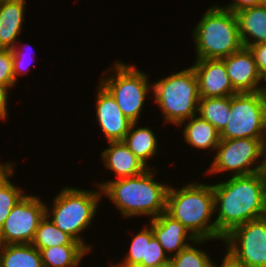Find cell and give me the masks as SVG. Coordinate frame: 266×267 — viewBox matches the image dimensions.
Segmentation results:
<instances>
[{
    "label": "cell",
    "mask_w": 266,
    "mask_h": 267,
    "mask_svg": "<svg viewBox=\"0 0 266 267\" xmlns=\"http://www.w3.org/2000/svg\"><path fill=\"white\" fill-rule=\"evenodd\" d=\"M31 244L39 251L41 249L60 245H82L75 241L70 235L56 227L46 215L41 220Z\"/></svg>",
    "instance_id": "cell-24"
},
{
    "label": "cell",
    "mask_w": 266,
    "mask_h": 267,
    "mask_svg": "<svg viewBox=\"0 0 266 267\" xmlns=\"http://www.w3.org/2000/svg\"><path fill=\"white\" fill-rule=\"evenodd\" d=\"M43 267H79L90 253L83 245H60L40 250Z\"/></svg>",
    "instance_id": "cell-22"
},
{
    "label": "cell",
    "mask_w": 266,
    "mask_h": 267,
    "mask_svg": "<svg viewBox=\"0 0 266 267\" xmlns=\"http://www.w3.org/2000/svg\"><path fill=\"white\" fill-rule=\"evenodd\" d=\"M156 168H148L143 173L117 180L98 182L96 187L114 203L122 217L151 216L157 218L166 211L169 186L154 180Z\"/></svg>",
    "instance_id": "cell-2"
},
{
    "label": "cell",
    "mask_w": 266,
    "mask_h": 267,
    "mask_svg": "<svg viewBox=\"0 0 266 267\" xmlns=\"http://www.w3.org/2000/svg\"><path fill=\"white\" fill-rule=\"evenodd\" d=\"M183 127L184 141L196 149L216 150L220 142V133L207 120L202 119L198 114L183 121L178 126ZM182 124V125H181Z\"/></svg>",
    "instance_id": "cell-19"
},
{
    "label": "cell",
    "mask_w": 266,
    "mask_h": 267,
    "mask_svg": "<svg viewBox=\"0 0 266 267\" xmlns=\"http://www.w3.org/2000/svg\"><path fill=\"white\" fill-rule=\"evenodd\" d=\"M1 267H43L41 253L31 243L0 245Z\"/></svg>",
    "instance_id": "cell-21"
},
{
    "label": "cell",
    "mask_w": 266,
    "mask_h": 267,
    "mask_svg": "<svg viewBox=\"0 0 266 267\" xmlns=\"http://www.w3.org/2000/svg\"><path fill=\"white\" fill-rule=\"evenodd\" d=\"M259 158L257 173L266 180V130L259 138Z\"/></svg>",
    "instance_id": "cell-32"
},
{
    "label": "cell",
    "mask_w": 266,
    "mask_h": 267,
    "mask_svg": "<svg viewBox=\"0 0 266 267\" xmlns=\"http://www.w3.org/2000/svg\"><path fill=\"white\" fill-rule=\"evenodd\" d=\"M154 236L158 239L169 257L177 255L181 250L193 243L196 238L166 211L157 218L150 219ZM174 253V254H173Z\"/></svg>",
    "instance_id": "cell-15"
},
{
    "label": "cell",
    "mask_w": 266,
    "mask_h": 267,
    "mask_svg": "<svg viewBox=\"0 0 266 267\" xmlns=\"http://www.w3.org/2000/svg\"><path fill=\"white\" fill-rule=\"evenodd\" d=\"M260 6L266 10V0H261Z\"/></svg>",
    "instance_id": "cell-39"
},
{
    "label": "cell",
    "mask_w": 266,
    "mask_h": 267,
    "mask_svg": "<svg viewBox=\"0 0 266 267\" xmlns=\"http://www.w3.org/2000/svg\"><path fill=\"white\" fill-rule=\"evenodd\" d=\"M261 0H232L228 5H222L224 8L237 13L243 9L260 6Z\"/></svg>",
    "instance_id": "cell-33"
},
{
    "label": "cell",
    "mask_w": 266,
    "mask_h": 267,
    "mask_svg": "<svg viewBox=\"0 0 266 267\" xmlns=\"http://www.w3.org/2000/svg\"><path fill=\"white\" fill-rule=\"evenodd\" d=\"M170 261L163 247L160 245L158 239L153 236L147 244L146 260H143L139 265L150 267L153 265L164 264Z\"/></svg>",
    "instance_id": "cell-29"
},
{
    "label": "cell",
    "mask_w": 266,
    "mask_h": 267,
    "mask_svg": "<svg viewBox=\"0 0 266 267\" xmlns=\"http://www.w3.org/2000/svg\"><path fill=\"white\" fill-rule=\"evenodd\" d=\"M102 197L99 187L98 190H83L66 186L53 198L52 208L48 205L45 207V215L56 227L91 252L92 247L85 243L82 232L92 224Z\"/></svg>",
    "instance_id": "cell-4"
},
{
    "label": "cell",
    "mask_w": 266,
    "mask_h": 267,
    "mask_svg": "<svg viewBox=\"0 0 266 267\" xmlns=\"http://www.w3.org/2000/svg\"><path fill=\"white\" fill-rule=\"evenodd\" d=\"M157 138L151 127H139L136 122L131 124L123 142L147 166V160L156 156Z\"/></svg>",
    "instance_id": "cell-20"
},
{
    "label": "cell",
    "mask_w": 266,
    "mask_h": 267,
    "mask_svg": "<svg viewBox=\"0 0 266 267\" xmlns=\"http://www.w3.org/2000/svg\"><path fill=\"white\" fill-rule=\"evenodd\" d=\"M226 255L224 254V257L222 259V262L219 267H245L242 262L234 256L228 249H226ZM211 267H218V264L214 263L212 261Z\"/></svg>",
    "instance_id": "cell-34"
},
{
    "label": "cell",
    "mask_w": 266,
    "mask_h": 267,
    "mask_svg": "<svg viewBox=\"0 0 266 267\" xmlns=\"http://www.w3.org/2000/svg\"><path fill=\"white\" fill-rule=\"evenodd\" d=\"M198 115L210 122L221 133L230 115V96L200 98Z\"/></svg>",
    "instance_id": "cell-23"
},
{
    "label": "cell",
    "mask_w": 266,
    "mask_h": 267,
    "mask_svg": "<svg viewBox=\"0 0 266 267\" xmlns=\"http://www.w3.org/2000/svg\"><path fill=\"white\" fill-rule=\"evenodd\" d=\"M215 153L208 175L227 171L231 177L257 173L259 138L220 139Z\"/></svg>",
    "instance_id": "cell-9"
},
{
    "label": "cell",
    "mask_w": 266,
    "mask_h": 267,
    "mask_svg": "<svg viewBox=\"0 0 266 267\" xmlns=\"http://www.w3.org/2000/svg\"><path fill=\"white\" fill-rule=\"evenodd\" d=\"M192 67L198 79L200 98L227 97L238 93L222 59H196Z\"/></svg>",
    "instance_id": "cell-13"
},
{
    "label": "cell",
    "mask_w": 266,
    "mask_h": 267,
    "mask_svg": "<svg viewBox=\"0 0 266 267\" xmlns=\"http://www.w3.org/2000/svg\"><path fill=\"white\" fill-rule=\"evenodd\" d=\"M209 242V239H196L192 243L181 250L177 255L170 257V262L173 267H211L212 258L209 254L196 248L199 244Z\"/></svg>",
    "instance_id": "cell-26"
},
{
    "label": "cell",
    "mask_w": 266,
    "mask_h": 267,
    "mask_svg": "<svg viewBox=\"0 0 266 267\" xmlns=\"http://www.w3.org/2000/svg\"><path fill=\"white\" fill-rule=\"evenodd\" d=\"M236 14L243 46L266 43V10L262 6L243 9Z\"/></svg>",
    "instance_id": "cell-18"
},
{
    "label": "cell",
    "mask_w": 266,
    "mask_h": 267,
    "mask_svg": "<svg viewBox=\"0 0 266 267\" xmlns=\"http://www.w3.org/2000/svg\"><path fill=\"white\" fill-rule=\"evenodd\" d=\"M166 212L178 220L196 239L217 240L212 184L189 182L180 189L169 186Z\"/></svg>",
    "instance_id": "cell-3"
},
{
    "label": "cell",
    "mask_w": 266,
    "mask_h": 267,
    "mask_svg": "<svg viewBox=\"0 0 266 267\" xmlns=\"http://www.w3.org/2000/svg\"><path fill=\"white\" fill-rule=\"evenodd\" d=\"M196 59H222L241 50L236 14L215 4L203 14L193 29Z\"/></svg>",
    "instance_id": "cell-5"
},
{
    "label": "cell",
    "mask_w": 266,
    "mask_h": 267,
    "mask_svg": "<svg viewBox=\"0 0 266 267\" xmlns=\"http://www.w3.org/2000/svg\"><path fill=\"white\" fill-rule=\"evenodd\" d=\"M264 82H266V80ZM264 84H266V83H264ZM261 93H262V96L264 98V103L266 106V85H262Z\"/></svg>",
    "instance_id": "cell-38"
},
{
    "label": "cell",
    "mask_w": 266,
    "mask_h": 267,
    "mask_svg": "<svg viewBox=\"0 0 266 267\" xmlns=\"http://www.w3.org/2000/svg\"><path fill=\"white\" fill-rule=\"evenodd\" d=\"M222 241L245 267H266V216L237 226Z\"/></svg>",
    "instance_id": "cell-10"
},
{
    "label": "cell",
    "mask_w": 266,
    "mask_h": 267,
    "mask_svg": "<svg viewBox=\"0 0 266 267\" xmlns=\"http://www.w3.org/2000/svg\"><path fill=\"white\" fill-rule=\"evenodd\" d=\"M145 226L132 238L129 250L125 258L122 259L123 261L119 265L111 264L112 267H134L146 260L147 244H149L154 233L150 225Z\"/></svg>",
    "instance_id": "cell-27"
},
{
    "label": "cell",
    "mask_w": 266,
    "mask_h": 267,
    "mask_svg": "<svg viewBox=\"0 0 266 267\" xmlns=\"http://www.w3.org/2000/svg\"><path fill=\"white\" fill-rule=\"evenodd\" d=\"M95 112L105 139L123 141L132 122L123 114L112 95L99 83L96 88Z\"/></svg>",
    "instance_id": "cell-12"
},
{
    "label": "cell",
    "mask_w": 266,
    "mask_h": 267,
    "mask_svg": "<svg viewBox=\"0 0 266 267\" xmlns=\"http://www.w3.org/2000/svg\"><path fill=\"white\" fill-rule=\"evenodd\" d=\"M247 48L254 57L262 79L266 80V43L254 44Z\"/></svg>",
    "instance_id": "cell-31"
},
{
    "label": "cell",
    "mask_w": 266,
    "mask_h": 267,
    "mask_svg": "<svg viewBox=\"0 0 266 267\" xmlns=\"http://www.w3.org/2000/svg\"><path fill=\"white\" fill-rule=\"evenodd\" d=\"M26 45L28 46V44H26ZM24 53H25V51L24 52L21 51L18 48L17 45L12 49V54H13V73H14L15 81L16 82H17L18 76L25 75V74L28 73V71H26V70L31 65L30 63H31L32 60L31 59L30 60H27V58L25 57L27 55H26V53L25 54ZM29 61H30V63H29Z\"/></svg>",
    "instance_id": "cell-30"
},
{
    "label": "cell",
    "mask_w": 266,
    "mask_h": 267,
    "mask_svg": "<svg viewBox=\"0 0 266 267\" xmlns=\"http://www.w3.org/2000/svg\"><path fill=\"white\" fill-rule=\"evenodd\" d=\"M153 102L165 123L178 126L198 114L200 100L198 79L193 67L172 73L152 83Z\"/></svg>",
    "instance_id": "cell-6"
},
{
    "label": "cell",
    "mask_w": 266,
    "mask_h": 267,
    "mask_svg": "<svg viewBox=\"0 0 266 267\" xmlns=\"http://www.w3.org/2000/svg\"><path fill=\"white\" fill-rule=\"evenodd\" d=\"M46 204L28 193L16 204L0 230V245L32 243Z\"/></svg>",
    "instance_id": "cell-11"
},
{
    "label": "cell",
    "mask_w": 266,
    "mask_h": 267,
    "mask_svg": "<svg viewBox=\"0 0 266 267\" xmlns=\"http://www.w3.org/2000/svg\"><path fill=\"white\" fill-rule=\"evenodd\" d=\"M14 166V164H12L11 162L10 163H8V162H6V163H1L0 162V179L10 170V169H12V168H14L13 167Z\"/></svg>",
    "instance_id": "cell-36"
},
{
    "label": "cell",
    "mask_w": 266,
    "mask_h": 267,
    "mask_svg": "<svg viewBox=\"0 0 266 267\" xmlns=\"http://www.w3.org/2000/svg\"><path fill=\"white\" fill-rule=\"evenodd\" d=\"M266 130V106L261 91L230 96V115L220 139L260 138Z\"/></svg>",
    "instance_id": "cell-8"
},
{
    "label": "cell",
    "mask_w": 266,
    "mask_h": 267,
    "mask_svg": "<svg viewBox=\"0 0 266 267\" xmlns=\"http://www.w3.org/2000/svg\"><path fill=\"white\" fill-rule=\"evenodd\" d=\"M212 188L217 240L237 226L266 216V180L258 173L232 176Z\"/></svg>",
    "instance_id": "cell-1"
},
{
    "label": "cell",
    "mask_w": 266,
    "mask_h": 267,
    "mask_svg": "<svg viewBox=\"0 0 266 267\" xmlns=\"http://www.w3.org/2000/svg\"><path fill=\"white\" fill-rule=\"evenodd\" d=\"M13 174L12 168L0 179V230L12 208L26 195L22 187L11 182Z\"/></svg>",
    "instance_id": "cell-25"
},
{
    "label": "cell",
    "mask_w": 266,
    "mask_h": 267,
    "mask_svg": "<svg viewBox=\"0 0 266 267\" xmlns=\"http://www.w3.org/2000/svg\"><path fill=\"white\" fill-rule=\"evenodd\" d=\"M26 0H0V49H13L23 29Z\"/></svg>",
    "instance_id": "cell-17"
},
{
    "label": "cell",
    "mask_w": 266,
    "mask_h": 267,
    "mask_svg": "<svg viewBox=\"0 0 266 267\" xmlns=\"http://www.w3.org/2000/svg\"><path fill=\"white\" fill-rule=\"evenodd\" d=\"M134 267H146V266H134ZM150 267H173L172 266V263L170 261L164 263V264H158V265H153V266H150Z\"/></svg>",
    "instance_id": "cell-37"
},
{
    "label": "cell",
    "mask_w": 266,
    "mask_h": 267,
    "mask_svg": "<svg viewBox=\"0 0 266 267\" xmlns=\"http://www.w3.org/2000/svg\"><path fill=\"white\" fill-rule=\"evenodd\" d=\"M104 167L114 172L116 179L137 176L152 166H146L123 141H110L101 153Z\"/></svg>",
    "instance_id": "cell-16"
},
{
    "label": "cell",
    "mask_w": 266,
    "mask_h": 267,
    "mask_svg": "<svg viewBox=\"0 0 266 267\" xmlns=\"http://www.w3.org/2000/svg\"><path fill=\"white\" fill-rule=\"evenodd\" d=\"M233 88L238 93H256L261 91L264 83L254 57L248 48L222 58ZM262 82V83H261Z\"/></svg>",
    "instance_id": "cell-14"
},
{
    "label": "cell",
    "mask_w": 266,
    "mask_h": 267,
    "mask_svg": "<svg viewBox=\"0 0 266 267\" xmlns=\"http://www.w3.org/2000/svg\"><path fill=\"white\" fill-rule=\"evenodd\" d=\"M103 74L105 77L102 76L98 83L112 95L123 114L132 123H138L148 92L152 90L149 74L136 69L133 64L129 65L119 60ZM106 74L109 76L106 77Z\"/></svg>",
    "instance_id": "cell-7"
},
{
    "label": "cell",
    "mask_w": 266,
    "mask_h": 267,
    "mask_svg": "<svg viewBox=\"0 0 266 267\" xmlns=\"http://www.w3.org/2000/svg\"><path fill=\"white\" fill-rule=\"evenodd\" d=\"M9 91L0 85V120H5L8 117V98Z\"/></svg>",
    "instance_id": "cell-35"
},
{
    "label": "cell",
    "mask_w": 266,
    "mask_h": 267,
    "mask_svg": "<svg viewBox=\"0 0 266 267\" xmlns=\"http://www.w3.org/2000/svg\"><path fill=\"white\" fill-rule=\"evenodd\" d=\"M13 73V54L11 49H0V85L9 89L16 85Z\"/></svg>",
    "instance_id": "cell-28"
}]
</instances>
